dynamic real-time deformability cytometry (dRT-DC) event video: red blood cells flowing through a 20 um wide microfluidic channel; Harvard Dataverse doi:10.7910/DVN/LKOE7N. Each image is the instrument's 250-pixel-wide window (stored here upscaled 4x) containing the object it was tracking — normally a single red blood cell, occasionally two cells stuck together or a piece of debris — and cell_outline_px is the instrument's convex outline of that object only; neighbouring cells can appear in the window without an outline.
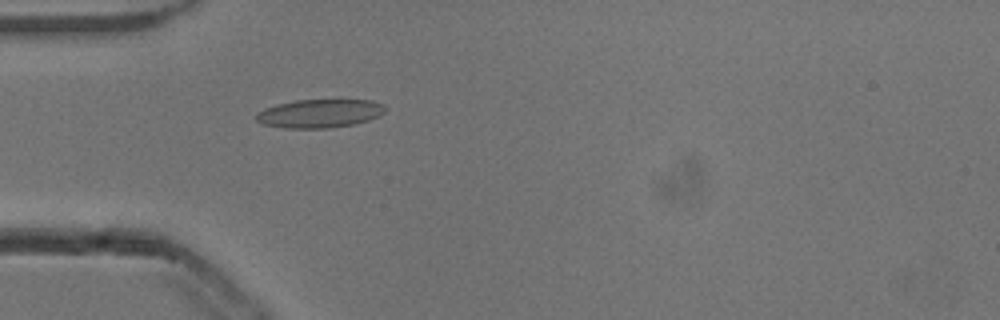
{"species": "common noctule bat (a hibernating species)", "species_latin": "Nyctalus noctula", "temperature_condition": "cold", "stored_images_in_passage": 28, "camera_frame_rate_fps": 3000, "um_per_image_px": 0.085, "animal": {"sex": "male", "body_mass_g": 13.3}, "frame": {"image": 1, "passage_image": 3, "time_ms": 0.667, "image_size_px": [1000, 320], "cell_outline_px": [[388, 108], [380, 116], [368, 120], [352, 124], [328, 128], [284, 128], [264, 124], [256, 120], [256, 112], [264, 108], [276, 104], [296, 100], [372, 100], [384, 104]], "centroid_in_image_um": [27.18, 9.63], "position_along_channel_um": 57.8, "area_um2": 21.5}}
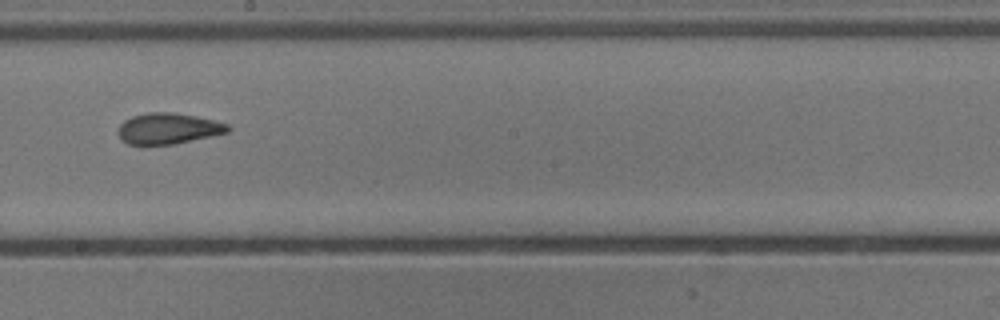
{"frame": {"image": 2, "passage_image": 17, "time_ms": 5.333, "image_size_px": [1000, 320], "cell_outline_px": [[232, 128], [228, 132], [176, 144], [144, 148], [128, 144], [120, 136], [120, 124], [124, 120], [132, 116], [148, 112], [172, 112], [196, 116], [228, 124]], "centroid_in_image_um": [14.28, 10.96], "position_along_channel_um": 233.9, "area_um2": 20.23}}
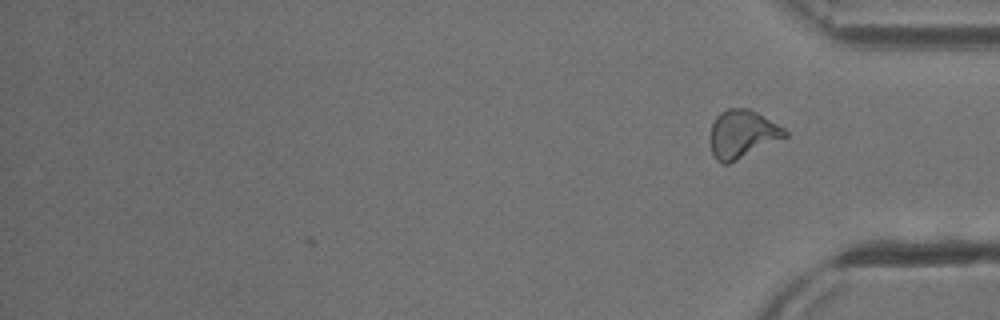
{"frame": {"image": 3, "passage_image": 28, "time_ms": 9.0, "image_size_px": [1000, 320], "cell_outline_px": [[788, 136], [728, 164], [720, 164], [716, 160], [712, 152], [712, 124], [716, 116], [720, 112], [728, 108], [748, 108], [756, 112], [784, 128], [788, 132]], "centroid_in_image_um": [63.1, 11.39], "position_along_channel_um": 372.1, "area_um2": 20.58}, "authors_computed_cell_mechanics": {"area_um2": 19.8832, "velocity_mm_per_s": 3.839, "shape_relaxation_time_tau1_ms": 7.1261, "shape_relaxation_time_tau2_ms": 1.3898, "deformation_change_tau1": 0.2002, "deformation_change_tau2": 0.09}}